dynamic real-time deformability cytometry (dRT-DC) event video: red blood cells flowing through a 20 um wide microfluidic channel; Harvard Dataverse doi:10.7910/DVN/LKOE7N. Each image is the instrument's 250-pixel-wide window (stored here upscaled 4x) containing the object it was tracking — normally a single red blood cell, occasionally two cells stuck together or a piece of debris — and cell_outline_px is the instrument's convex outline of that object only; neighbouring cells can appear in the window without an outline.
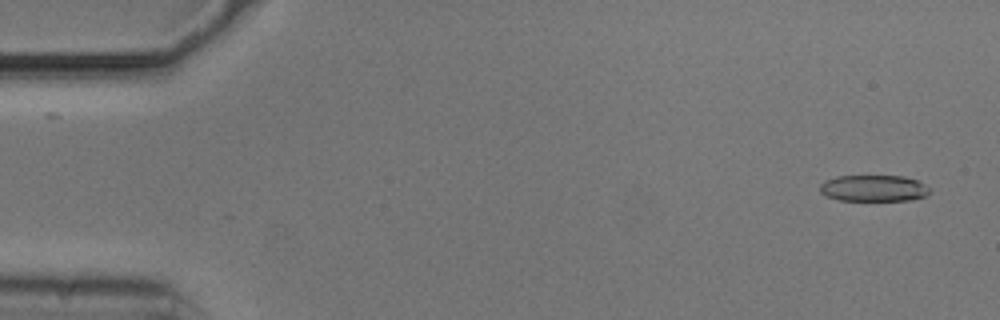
{"species": "common noctule bat (a hibernating species)", "species_latin": "Nyctalus noctula", "temperature_condition": "cold", "stored_images_in_passage": 50, "camera_frame_rate_fps": 3000, "um_per_image_px": 0.085, "animal": {"sex": "male", "body_mass_g": 20.5, "forearm_length_mm": 52.5}, "frame": {"image": 1, "passage_image": 2, "time_ms": 0.333, "image_size_px": [1000, 320], "cell_outline_px": [[932, 192], [924, 196], [908, 200], [840, 200], [828, 196], [820, 192], [820, 184], [824, 180], [836, 176], [904, 176], [916, 180], [932, 188]], "centroid_in_image_um": [74.28, 15.99], "position_along_channel_um": 10.7, "area_um2": 16.88}}
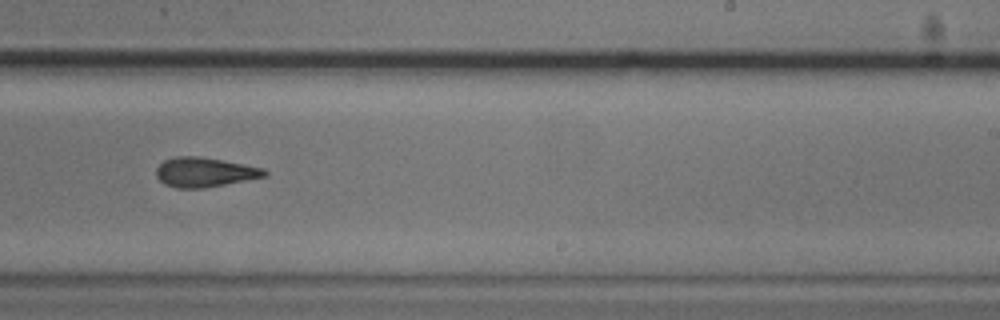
{"frame": {"image": 2, "passage_image": 33, "time_ms": 10.667, "image_size_px": [1000, 320], "cell_outline_px": [[268, 176], [204, 188], [176, 188], [164, 184], [156, 176], [156, 168], [164, 160], [176, 156], [200, 156], [244, 164], [264, 168], [268, 172]], "centroid_in_image_um": [17.39, 14.63], "position_along_channel_um": 271.6, "area_um2": 18.73}}
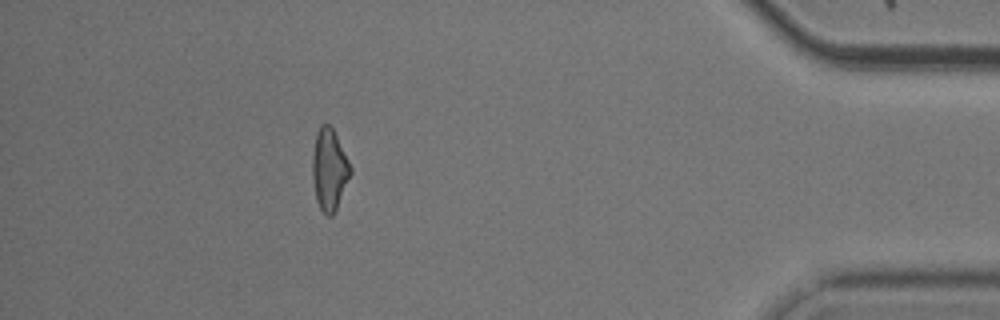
{"frame": {"image": 3, "passage_image": 48, "time_ms": 15.667, "image_size_px": [1000, 320], "cell_outline_px": [[352, 172], [336, 208], [332, 216], [328, 216], [320, 208], [316, 200], [312, 176], [312, 156], [316, 132], [320, 124], [328, 124], [332, 128], [352, 168]], "centroid_in_image_um": [27.97, 14.4], "position_along_channel_um": 407.2, "area_um2": 17.86}}